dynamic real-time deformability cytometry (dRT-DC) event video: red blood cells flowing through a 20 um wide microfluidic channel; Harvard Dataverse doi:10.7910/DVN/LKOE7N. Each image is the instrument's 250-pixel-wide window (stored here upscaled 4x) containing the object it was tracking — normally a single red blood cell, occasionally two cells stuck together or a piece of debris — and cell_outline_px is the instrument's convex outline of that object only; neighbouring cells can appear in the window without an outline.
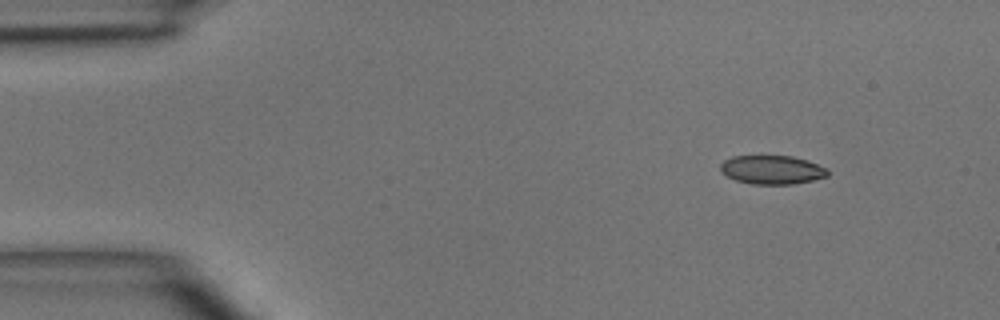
{"species": "common noctule bat (a hibernating species)", "species_latin": "Nyctalus noctula", "temperature_condition": "room temperature", "stored_images_in_passage": 4, "camera_frame_rate_fps": 3000, "um_per_image_px": 0.085, "animal": {"sex": "male", "body_mass_g": 15.6}, "frame": {"image": 1, "passage_image": 1, "time_ms": 0.0, "image_size_px": [1000, 320], "cell_outline_px": [[828, 176], [812, 180], [792, 184], [752, 184], [736, 180], [720, 172], [720, 164], [724, 160], [732, 156], [792, 156], [808, 160], [828, 168]], "centroid_in_image_um": [65.62, 14.42], "position_along_channel_um": 19.4, "area_um2": 18.03}}